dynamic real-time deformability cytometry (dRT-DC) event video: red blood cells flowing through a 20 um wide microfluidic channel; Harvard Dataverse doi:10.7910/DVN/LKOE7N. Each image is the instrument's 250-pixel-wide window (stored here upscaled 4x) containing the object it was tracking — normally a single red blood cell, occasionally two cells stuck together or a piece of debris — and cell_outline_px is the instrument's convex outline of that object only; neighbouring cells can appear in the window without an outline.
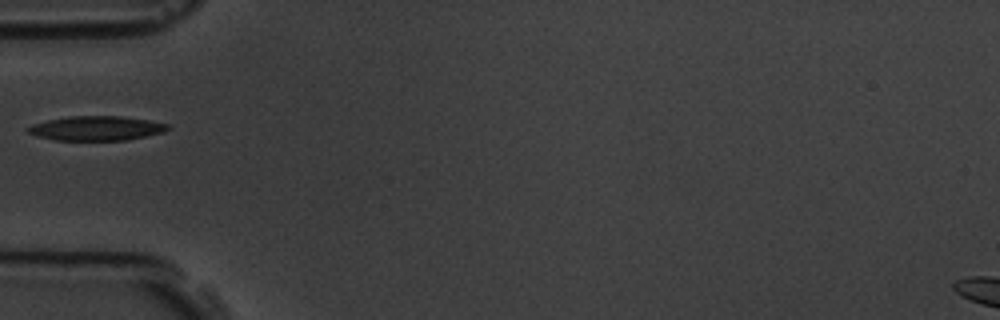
{"species": "common noctule bat (a hibernating species)", "species_latin": "Nyctalus noctula", "temperature_condition": "room temperature", "stored_images_in_passage": 7, "camera_frame_rate_fps": 3000, "um_per_image_px": 0.085, "animal": {"sex": "male", "body_mass_g": 19.5, "forearm_length_mm": 54.6}, "frame": {"image": 1, "passage_image": 6, "time_ms": 6.0, "image_size_px": [1000, 320], "cell_outline_px": [[172, 128], [164, 132], [124, 140], [56, 140], [36, 136], [28, 132], [24, 128], [32, 124], [48, 120], [68, 116], [120, 116], [148, 120], [168, 124]], "centroid_in_image_um": [8.17, 10.9], "position_along_channel_um": 76.8, "area_um2": 19.88}}
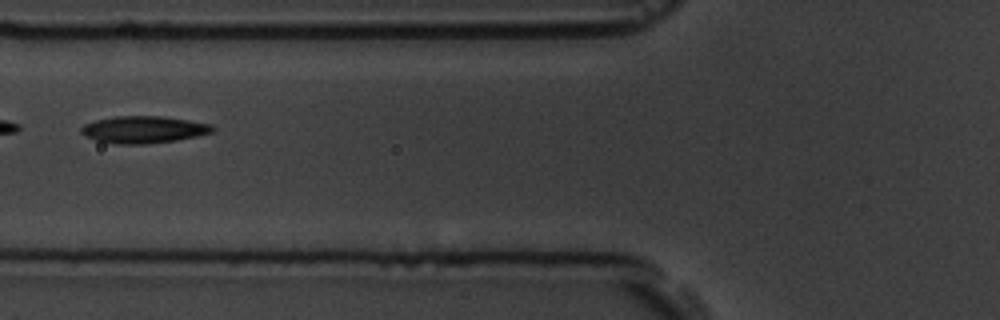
{"frame": {"image": 2, "passage_image": 7, "time_ms": 7.0, "image_size_px": [1000, 320], "cell_outline_px": [[216, 128], [212, 132], [196, 136], [176, 140], [144, 144], [116, 144], [96, 140], [84, 136], [80, 132], [80, 128], [84, 124], [96, 120], [116, 116], [164, 116], [212, 124]], "centroid_in_image_um": [12.19, 11.01], "position_along_channel_um": 113.6, "area_um2": 20.75}}